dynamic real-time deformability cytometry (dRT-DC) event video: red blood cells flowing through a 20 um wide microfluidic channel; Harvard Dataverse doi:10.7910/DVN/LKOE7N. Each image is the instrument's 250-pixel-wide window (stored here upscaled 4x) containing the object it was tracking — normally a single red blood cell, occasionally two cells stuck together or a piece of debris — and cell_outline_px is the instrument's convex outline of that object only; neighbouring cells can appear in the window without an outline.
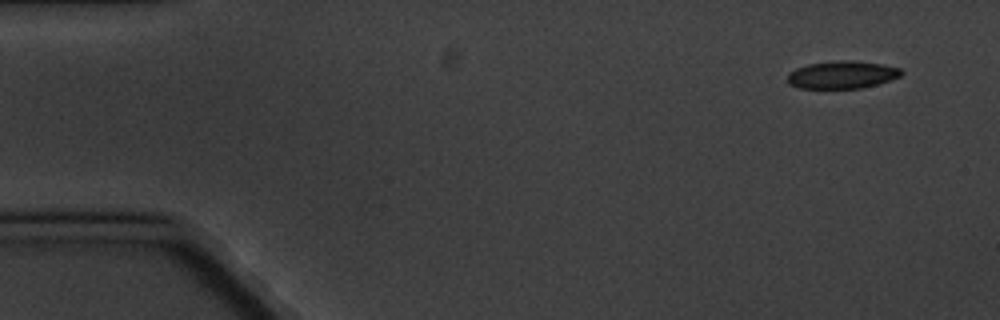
{"species": "common noctule bat (a hibernating species)", "species_latin": "Nyctalus noctula", "temperature_condition": "cold", "stored_images_in_passage": 7, "camera_frame_rate_fps": 3000, "um_per_image_px": 0.085, "animal": {"sex": "male", "body_mass_g": 20.1, "forearm_length_mm": 53.5}, "frame": {"image": 1, "passage_image": 1, "time_ms": 0.0, "image_size_px": [1000, 320], "cell_outline_px": [[904, 72], [900, 76], [876, 84], [860, 88], [800, 88], [788, 84], [788, 72], [796, 68], [808, 64], [836, 60], [852, 60], [884, 64], [900, 68]], "centroid_in_image_um": [71.56, 6.34], "position_along_channel_um": 13.4, "area_um2": 18.32}}
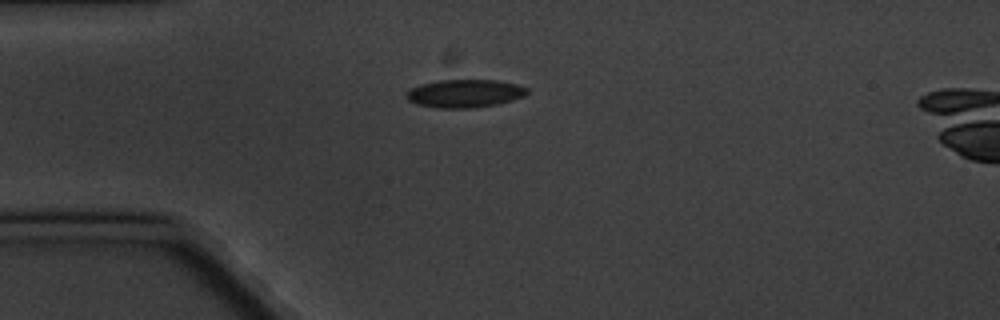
{"frame": {"image": 2, "passage_image": 4, "time_ms": 3.667, "image_size_px": [1000, 320], "cell_outline_px": [[528, 92], [524, 96], [512, 100], [496, 104], [476, 108], [436, 108], [416, 104], [408, 100], [404, 96], [412, 88], [420, 84], [440, 80], [496, 80], [516, 84], [528, 88]], "centroid_in_image_um": [39.49, 7.95], "position_along_channel_um": 45.5, "area_um2": 19.77}}